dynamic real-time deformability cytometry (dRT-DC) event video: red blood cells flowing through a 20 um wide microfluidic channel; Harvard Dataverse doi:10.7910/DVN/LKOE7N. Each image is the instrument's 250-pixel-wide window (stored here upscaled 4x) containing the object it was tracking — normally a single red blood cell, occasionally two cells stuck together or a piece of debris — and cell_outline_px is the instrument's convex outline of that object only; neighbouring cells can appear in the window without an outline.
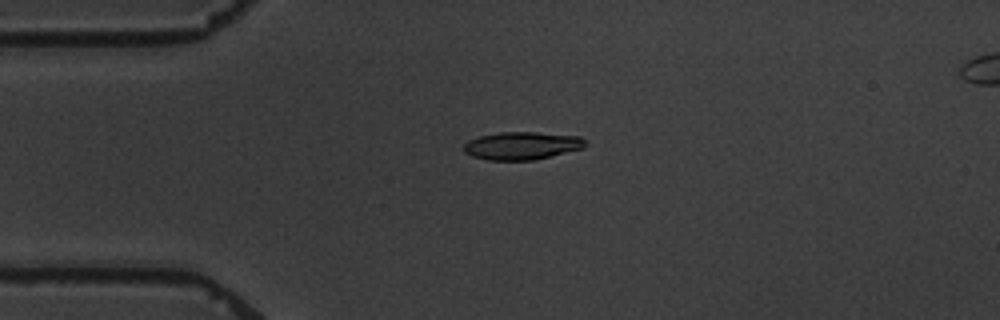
{"species": "common noctule bat (a hibernating species)", "species_latin": "Nyctalus noctula", "temperature_condition": "warm", "stored_images_in_passage": 5, "segment_of_instrument_passage": [1, 2], "camera_frame_rate_fps": 3000, "um_per_image_px": 0.085, "animal": {"sex": "male", "body_mass_g": 19.5, "forearm_length_mm": 54.6}, "frame": {"image": 1, "passage_image": 3, "time_ms": 3.333, "image_size_px": [1000, 320], "cell_outline_px": [[584, 148], [532, 160], [488, 160], [472, 156], [464, 152], [464, 144], [468, 140], [480, 136], [500, 132], [536, 132], [580, 136], [584, 140]], "centroid_in_image_um": [44.33, 12.38], "position_along_channel_um": 40.7, "area_um2": 19.54}}